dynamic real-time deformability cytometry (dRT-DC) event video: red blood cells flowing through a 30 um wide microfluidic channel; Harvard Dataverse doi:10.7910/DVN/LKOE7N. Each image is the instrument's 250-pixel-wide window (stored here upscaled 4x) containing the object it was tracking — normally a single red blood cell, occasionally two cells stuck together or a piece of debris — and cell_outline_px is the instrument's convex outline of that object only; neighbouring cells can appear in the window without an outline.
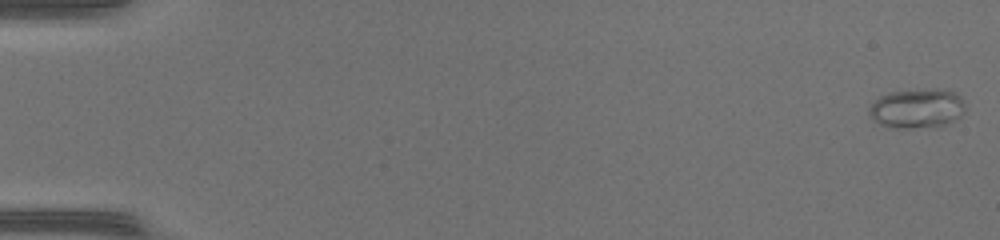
{"species": "common noctule bat (a hibernating species)", "species_latin": "Nyctalus noctula", "temperature_condition": "warm", "stored_images_in_passage": 49, "camera_frame_rate_fps": 3000, "um_per_image_px": 0.085, "animal": {"sex": "female", "body_mass_g": 17.0, "forearm_length_mm": 48.0}, "frame": {"image": 1, "passage_image": 1, "time_ms": 0.0, "image_size_px": [1000, 240], "cell_outline_px": [[964, 112], [960, 116], [936, 128], [896, 128], [880, 124], [872, 120], [868, 112], [868, 108], [880, 96], [888, 92], [936, 88], [956, 92], [960, 96], [964, 104]], "centroid_in_image_um": [77.93, 9.22], "position_along_channel_um": 7.1, "area_um2": 22.31}}
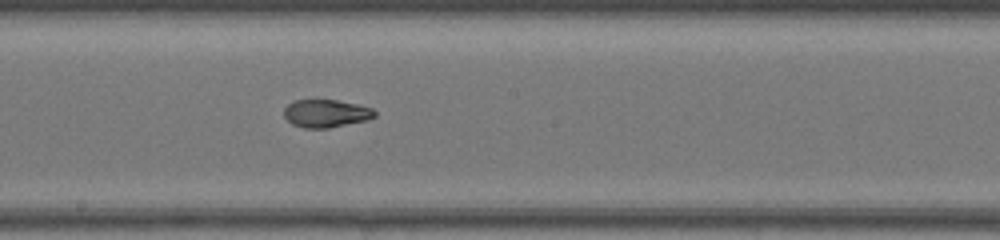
{"frame": {"image": 2, "passage_image": 28, "time_ms": 9.0, "image_size_px": [1000, 240], "cell_outline_px": [[376, 116], [368, 120], [328, 128], [304, 128], [292, 124], [284, 116], [284, 108], [292, 100], [336, 100], [356, 104], [372, 108], [376, 112]], "centroid_in_image_um": [27.7, 9.64], "position_along_channel_um": 220.5, "area_um2": 14.74}}
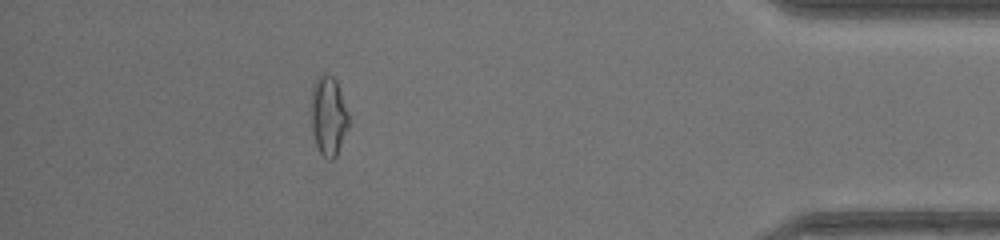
{"frame": {"image": 3, "passage_image": 44, "time_ms": 14.333, "image_size_px": [1000, 240], "cell_outline_px": [[348, 128], [336, 156], [332, 160], [328, 160], [320, 152], [316, 144], [312, 132], [312, 84], [324, 72], [332, 76], [336, 80], [348, 112]], "centroid_in_image_um": [27.92, 9.85], "position_along_channel_um": 407.3, "area_um2": 17.17}}